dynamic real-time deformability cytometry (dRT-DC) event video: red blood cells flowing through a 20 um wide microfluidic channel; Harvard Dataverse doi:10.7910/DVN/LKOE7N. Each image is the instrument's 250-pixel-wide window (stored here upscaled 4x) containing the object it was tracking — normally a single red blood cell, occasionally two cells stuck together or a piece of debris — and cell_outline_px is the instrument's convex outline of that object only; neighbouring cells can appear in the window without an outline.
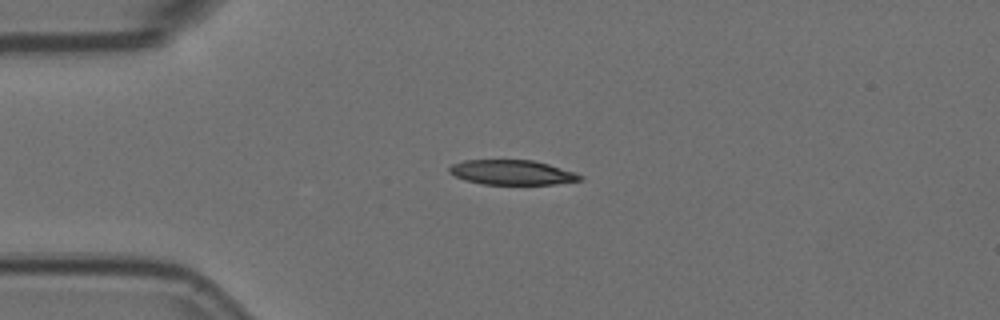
{"species": "Egyptian fruit bat (a non-hibernating species)", "species_latin": "Rousettus aegyptiacus", "temperature_condition": "room temperature", "stored_images_in_passage": 4, "camera_frame_rate_fps": 3000, "um_per_image_px": 0.085, "animal": {"sex": "female"}, "frame": {"image": 1, "passage_image": 3, "time_ms": 0.667, "image_size_px": [1000, 320], "cell_outline_px": [[584, 176], [580, 180], [556, 184], [484, 184], [464, 180], [448, 172], [448, 168], [452, 164], [464, 160], [532, 160], [548, 164]], "centroid_in_image_um": [43.47, 14.65], "position_along_channel_um": 41.5, "area_um2": 18.67}}